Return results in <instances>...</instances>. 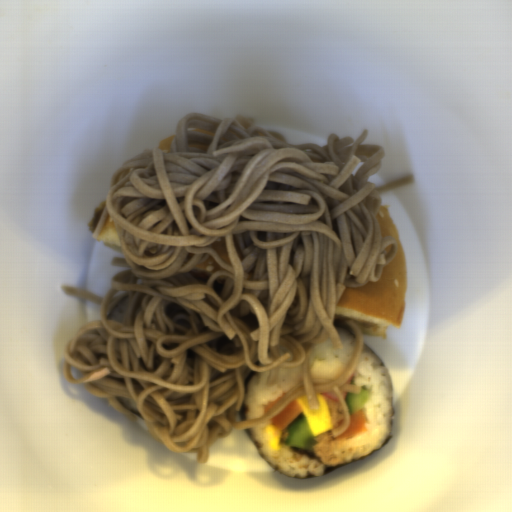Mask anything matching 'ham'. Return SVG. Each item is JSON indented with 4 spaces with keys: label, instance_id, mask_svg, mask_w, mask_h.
I'll use <instances>...</instances> for the list:
<instances>
[{
    "label": "ham",
    "instance_id": "obj_1",
    "mask_svg": "<svg viewBox=\"0 0 512 512\" xmlns=\"http://www.w3.org/2000/svg\"><path fill=\"white\" fill-rule=\"evenodd\" d=\"M322 395V394H321ZM327 403L333 428L315 435L316 442L311 448L316 459L327 461L334 457L337 437H334L333 431L337 429V423L345 414L340 401L333 400L322 395Z\"/></svg>",
    "mask_w": 512,
    "mask_h": 512
}]
</instances>
